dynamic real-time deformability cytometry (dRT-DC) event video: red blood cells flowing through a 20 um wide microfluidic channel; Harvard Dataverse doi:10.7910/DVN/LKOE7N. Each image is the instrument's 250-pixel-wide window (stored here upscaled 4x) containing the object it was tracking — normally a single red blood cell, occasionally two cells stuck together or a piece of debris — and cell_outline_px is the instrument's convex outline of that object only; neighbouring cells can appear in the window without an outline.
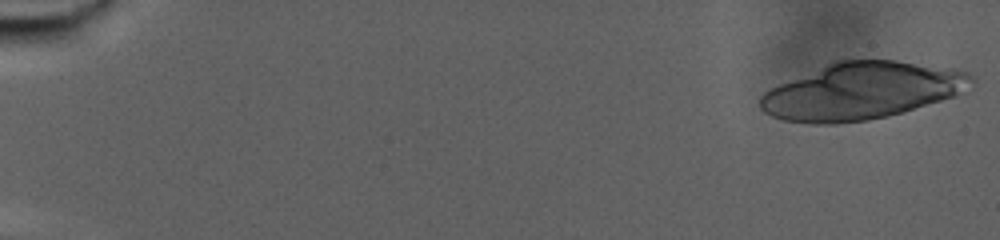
{"species": "human", "species_latin": "Homo sapiens", "temperature_condition": "warm", "stored_images_in_passage": 34, "camera_frame_rate_fps": 3000, "um_per_image_px": 0.085, "donor": {"sex": "male"}, "frame": {"image": 1, "passage_image": 1, "time_ms": 0.0, "image_size_px": [1000, 240], "cell_outline_px": [[976, 80], [952, 96], [904, 112], [888, 116], [868, 120], [836, 124], [816, 124], [784, 120], [772, 116], [764, 112], [760, 108], [760, 96], [764, 92], [780, 84], [836, 60], [896, 60], [952, 68], [968, 72], [976, 76]], "centroid_in_image_um": [73.24, 7.73], "position_along_channel_um": 11.8, "area_um2": 69.59}}
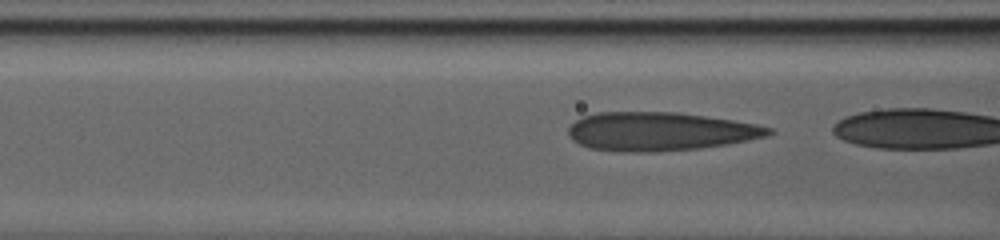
{"frame": {"image": 2, "passage_image": 31, "time_ms": 10.0, "image_size_px": [1000, 240], "cell_outline_px": [[776, 132], [768, 136], [724, 144], [696, 148], [656, 152], [620, 152], [588, 148], [572, 140], [568, 136], [568, 128], [576, 120], [584, 116], [596, 112], [680, 112], [732, 120], [756, 124], [772, 128]], "centroid_in_image_um": [56.05, 11.17], "position_along_channel_um": 110.5, "area_um2": 45.08}}